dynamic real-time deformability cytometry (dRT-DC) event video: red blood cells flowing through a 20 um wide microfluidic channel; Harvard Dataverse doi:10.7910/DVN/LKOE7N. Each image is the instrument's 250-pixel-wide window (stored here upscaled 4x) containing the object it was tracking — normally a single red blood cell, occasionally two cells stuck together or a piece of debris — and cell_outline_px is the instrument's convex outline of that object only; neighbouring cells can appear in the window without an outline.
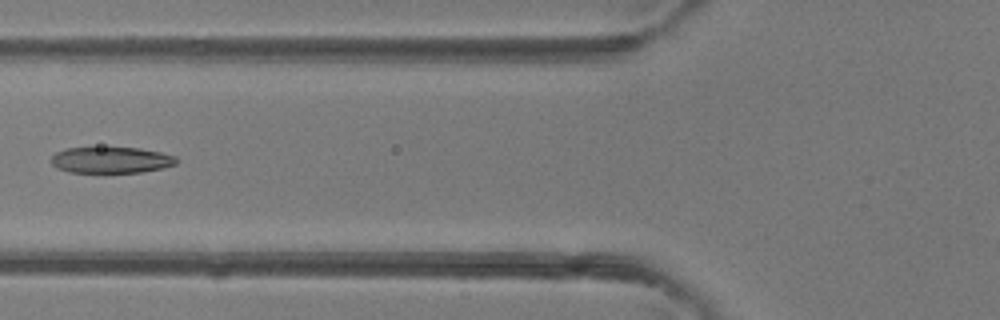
{"species": "common noctule bat (a hibernating species)", "species_latin": "Nyctalus noctula", "temperature_condition": "room temperature", "stored_images_in_passage": 5, "camera_frame_rate_fps": 3000, "um_per_image_px": 0.085, "animal": {"sex": "female"}, "frame": {"image": 1, "passage_image": 5, "time_ms": 5.333, "image_size_px": [1000, 320], "cell_outline_px": [[180, 160], [176, 164], [164, 168], [140, 172], [68, 172], [56, 168], [52, 164], [52, 156], [56, 152], [64, 148], [140, 148], [160, 152], [176, 156]], "centroid_in_image_um": [9.47, 13.6], "position_along_channel_um": 116.3, "area_um2": 19.13}}